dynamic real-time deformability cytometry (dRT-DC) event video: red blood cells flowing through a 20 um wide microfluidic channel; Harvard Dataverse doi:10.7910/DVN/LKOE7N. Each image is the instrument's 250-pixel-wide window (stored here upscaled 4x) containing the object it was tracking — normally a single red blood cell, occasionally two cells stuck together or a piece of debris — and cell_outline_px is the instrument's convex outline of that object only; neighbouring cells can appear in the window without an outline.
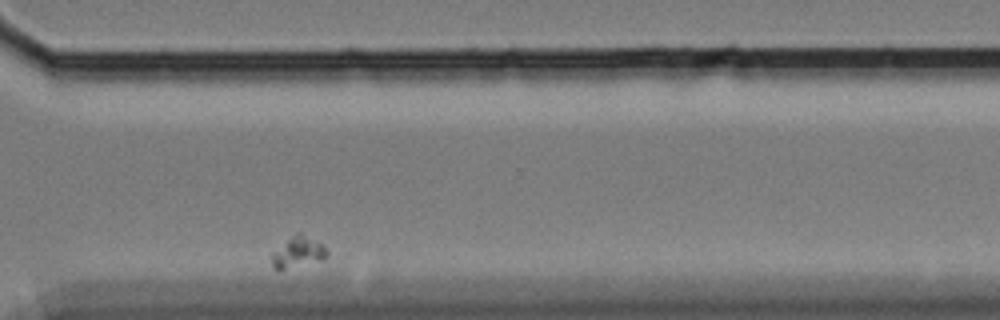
{"species": "Egyptian fruit bat (a non-hibernating species)", "species_latin": "Rousettus aegyptiacus", "temperature_condition": "cold", "stored_images_in_passage": 60, "camera_frame_rate_fps": 3000, "um_per_image_px": 0.085, "animal": {"sex": "female"}, "frame": {"image": 1, "passage_image": 48, "time_ms": 15.667, "image_size_px": [1000, 320], "cell_outline_px": [[328, 256], [324, 260], [280, 272], [272, 268], [272, 252], [296, 232], [300, 232], [320, 244], [328, 252]], "centroid_in_image_um": [25.29, 21.5], "position_along_channel_um": 345.3, "area_um2": 10.23}}
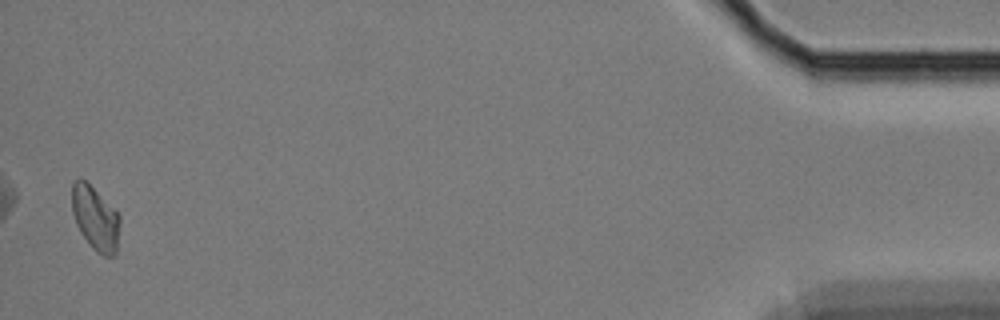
{"frame": {"image": 2, "passage_image": 59, "time_ms": 19.333, "image_size_px": [1000, 320], "cell_outline_px": [[120, 224], [116, 252], [112, 256], [104, 256], [96, 252], [92, 248], [80, 232], [76, 224], [72, 212], [72, 184], [76, 180], [84, 180], [120, 216]], "centroid_in_image_um": [8.09, 18.61], "position_along_channel_um": 427.1, "area_um2": 17.46}}